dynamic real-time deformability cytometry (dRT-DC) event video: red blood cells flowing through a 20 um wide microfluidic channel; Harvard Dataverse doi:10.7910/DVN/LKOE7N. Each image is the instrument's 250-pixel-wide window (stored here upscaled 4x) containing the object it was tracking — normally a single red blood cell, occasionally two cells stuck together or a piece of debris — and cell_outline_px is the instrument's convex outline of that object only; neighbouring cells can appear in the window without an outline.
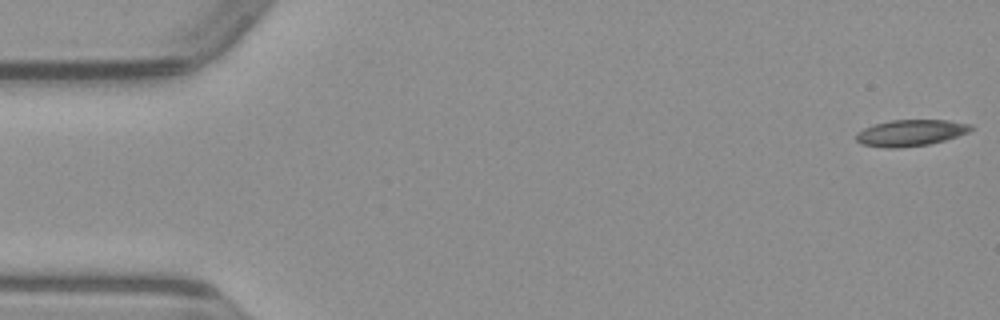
{"species": "common noctule bat (a hibernating species)", "species_latin": "Nyctalus noctula", "temperature_condition": "warm", "stored_images_in_passage": 50, "camera_frame_rate_fps": 3000, "um_per_image_px": 0.085, "animal": {"sex": "male", "body_mass_g": 23.1, "forearm_length_mm": 52.7}, "frame": {"image": 1, "passage_image": 1, "time_ms": 0.0, "image_size_px": [1000, 320], "cell_outline_px": [[976, 128], [968, 132], [944, 140], [928, 144], [896, 148], [884, 148], [860, 144], [856, 140], [856, 132], [872, 124], [892, 120], [948, 120], [972, 124]], "centroid_in_image_um": [77.38, 11.28], "position_along_channel_um": 7.6, "area_um2": 17.74}}
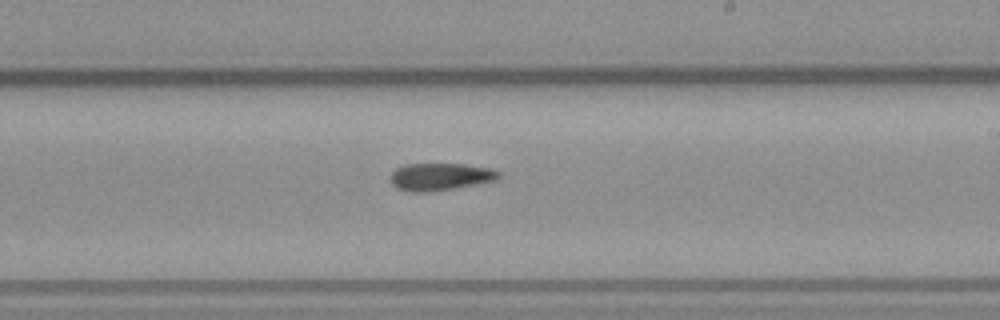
{"frame": {"image": 2, "passage_image": 29, "time_ms": 9.333, "image_size_px": [1000, 320], "cell_outline_px": [[500, 176], [496, 180], [456, 188], [428, 192], [408, 192], [396, 188], [392, 184], [392, 172], [396, 168], [404, 164], [464, 164], [492, 168], [500, 172]], "centroid_in_image_um": [37.42, 15.02], "position_along_channel_um": 251.6, "area_um2": 17.34}}
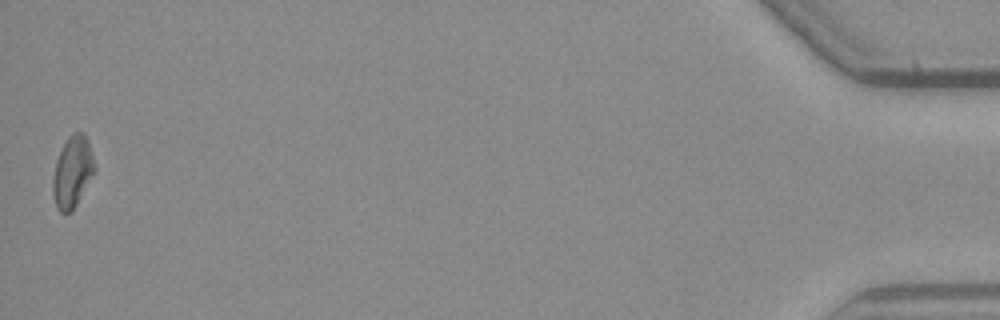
{"frame": {"image": 3, "passage_image": 50, "time_ms": 16.333, "image_size_px": [1000, 320], "cell_outline_px": [[96, 172], [72, 212], [60, 212], [56, 208], [52, 192], [52, 180], [56, 160], [68, 136], [72, 132], [84, 132], [88, 140], [96, 168]], "centroid_in_image_um": [6.17, 14.62], "position_along_channel_um": 429.0, "area_um2": 17.63}}